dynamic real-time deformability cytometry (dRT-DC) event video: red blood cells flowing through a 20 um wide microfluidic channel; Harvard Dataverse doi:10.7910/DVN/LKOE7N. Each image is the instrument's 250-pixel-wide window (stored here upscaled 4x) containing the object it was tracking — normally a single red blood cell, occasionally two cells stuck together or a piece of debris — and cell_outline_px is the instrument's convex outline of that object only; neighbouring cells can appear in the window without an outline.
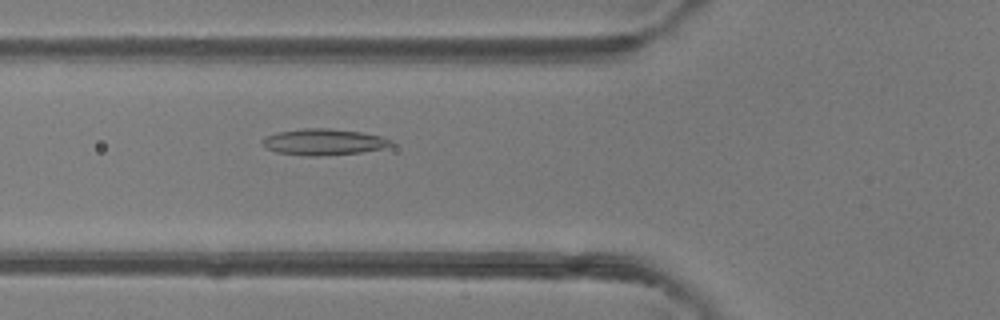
{"species": "common noctule bat (a hibernating species)", "species_latin": "Nyctalus noctula", "temperature_condition": "room temperature", "stored_images_in_passage": 49, "camera_frame_rate_fps": 3000, "um_per_image_px": 0.085, "animal": {"sex": "female"}, "frame": {"image": 1, "passage_image": 18, "time_ms": 5.667, "image_size_px": [1000, 320], "cell_outline_px": [[392, 144], [380, 148], [360, 152], [320, 156], [304, 156], [276, 152], [264, 148], [260, 144], [260, 140], [264, 136], [276, 132], [304, 128], [328, 128], [364, 132], [380, 136], [392, 140]], "centroid_in_image_um": [27.4, 12.06], "position_along_channel_um": 98.4, "area_um2": 19.88}}
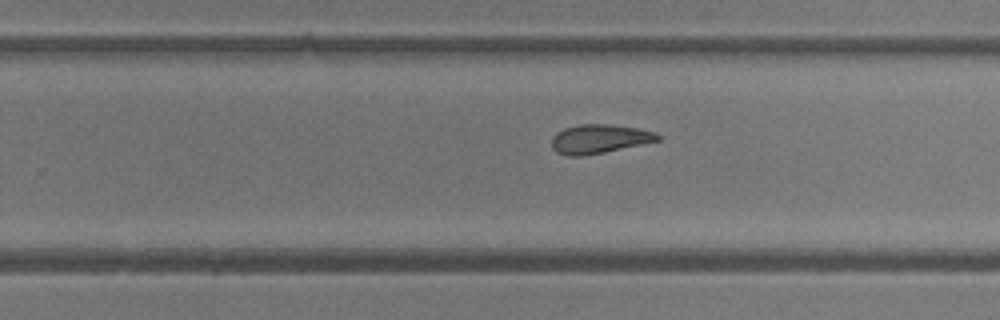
{"frame": {"image": 2, "passage_image": 31, "time_ms": 10.0, "image_size_px": [1000, 320], "cell_outline_px": [[660, 140], [604, 152], [580, 156], [568, 156], [556, 152], [552, 148], [552, 136], [556, 132], [564, 128], [580, 124], [608, 124], [636, 128], [656, 132], [660, 136]], "centroid_in_image_um": [50.9, 11.8], "position_along_channel_um": 278.9, "area_um2": 17.8}}
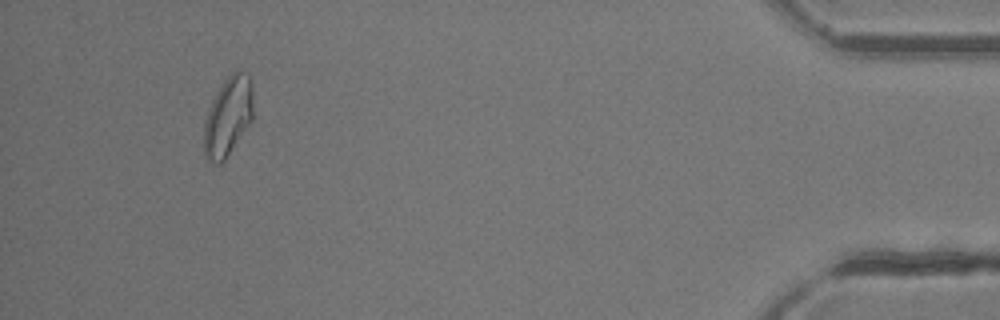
{"frame": {"image": 3, "passage_image": 46, "time_ms": 15.0, "image_size_px": [1000, 320], "cell_outline_px": [[252, 120], [224, 160], [220, 164], [216, 164], [208, 160], [204, 156], [204, 120], [212, 100], [224, 80], [236, 68], [248, 72], [252, 84]], "centroid_in_image_um": [19.38, 9.86], "position_along_channel_um": 415.8, "area_um2": 22.77}, "authors_computed_cell_mechanics": {"area_um2": 19.8832, "velocity_mm_per_s": 4.1705, "shape_relaxation_time_tau1_ms": null, "shape_relaxation_time_tau2_ms": 2.5389, "deformation_change_tau1": null, "deformation_change_tau2": 0.0974}}